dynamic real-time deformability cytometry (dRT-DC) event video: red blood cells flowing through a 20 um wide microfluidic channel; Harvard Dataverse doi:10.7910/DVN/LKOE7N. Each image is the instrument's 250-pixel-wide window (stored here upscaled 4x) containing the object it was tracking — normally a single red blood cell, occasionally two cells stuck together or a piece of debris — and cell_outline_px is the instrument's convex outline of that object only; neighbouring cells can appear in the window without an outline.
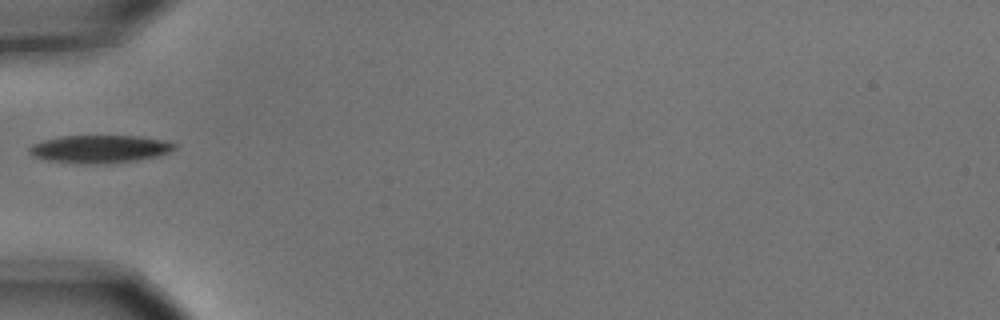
{"species": "common noctule bat (a hibernating species)", "species_latin": "Nyctalus noctula", "temperature_condition": "cold", "stored_images_in_passage": 6, "camera_frame_rate_fps": 3000, "um_per_image_px": 0.085, "animal": {"sex": "male", "body_mass_g": 15.6}, "frame": {"image": 1, "passage_image": 6, "time_ms": 1.667, "image_size_px": [1000, 320], "cell_outline_px": [[176, 148], [168, 152], [156, 156], [136, 160], [100, 164], [80, 164], [48, 160], [32, 156], [28, 152], [28, 148], [32, 144], [44, 140], [60, 136], [140, 136], [164, 140], [176, 144]], "centroid_in_image_um": [8.44, 12.66], "position_along_channel_um": 76.6, "area_um2": 23.52}}